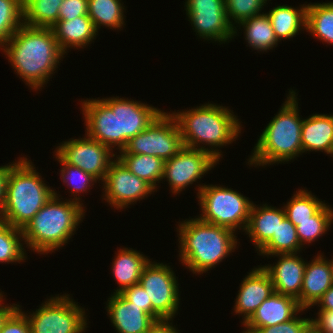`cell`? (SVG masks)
<instances>
[{"label":"cell","instance_id":"10","mask_svg":"<svg viewBox=\"0 0 333 333\" xmlns=\"http://www.w3.org/2000/svg\"><path fill=\"white\" fill-rule=\"evenodd\" d=\"M26 317L30 333H82L87 328L84 309L65 294L51 297Z\"/></svg>","mask_w":333,"mask_h":333},{"label":"cell","instance_id":"40","mask_svg":"<svg viewBox=\"0 0 333 333\" xmlns=\"http://www.w3.org/2000/svg\"><path fill=\"white\" fill-rule=\"evenodd\" d=\"M121 294L134 305L140 307L143 311L152 316V303L148 302V296L143 287L137 283L125 288Z\"/></svg>","mask_w":333,"mask_h":333},{"label":"cell","instance_id":"24","mask_svg":"<svg viewBox=\"0 0 333 333\" xmlns=\"http://www.w3.org/2000/svg\"><path fill=\"white\" fill-rule=\"evenodd\" d=\"M149 261L137 250L119 249L112 265L114 277L119 284L115 293H121L125 288L139 283L142 271Z\"/></svg>","mask_w":333,"mask_h":333},{"label":"cell","instance_id":"5","mask_svg":"<svg viewBox=\"0 0 333 333\" xmlns=\"http://www.w3.org/2000/svg\"><path fill=\"white\" fill-rule=\"evenodd\" d=\"M180 258L194 273L210 270L236 248L234 231L199 218L179 225Z\"/></svg>","mask_w":333,"mask_h":333},{"label":"cell","instance_id":"6","mask_svg":"<svg viewBox=\"0 0 333 333\" xmlns=\"http://www.w3.org/2000/svg\"><path fill=\"white\" fill-rule=\"evenodd\" d=\"M32 165L27 158H20L10 168L0 211V218L19 229H23L55 193Z\"/></svg>","mask_w":333,"mask_h":333},{"label":"cell","instance_id":"19","mask_svg":"<svg viewBox=\"0 0 333 333\" xmlns=\"http://www.w3.org/2000/svg\"><path fill=\"white\" fill-rule=\"evenodd\" d=\"M107 311L118 333H146L156 320L121 293L111 295Z\"/></svg>","mask_w":333,"mask_h":333},{"label":"cell","instance_id":"11","mask_svg":"<svg viewBox=\"0 0 333 333\" xmlns=\"http://www.w3.org/2000/svg\"><path fill=\"white\" fill-rule=\"evenodd\" d=\"M176 276L170 266L149 261L141 274L139 284L152 303V316L173 319L179 306V289Z\"/></svg>","mask_w":333,"mask_h":333},{"label":"cell","instance_id":"29","mask_svg":"<svg viewBox=\"0 0 333 333\" xmlns=\"http://www.w3.org/2000/svg\"><path fill=\"white\" fill-rule=\"evenodd\" d=\"M63 0H23V24L51 28L59 17Z\"/></svg>","mask_w":333,"mask_h":333},{"label":"cell","instance_id":"36","mask_svg":"<svg viewBox=\"0 0 333 333\" xmlns=\"http://www.w3.org/2000/svg\"><path fill=\"white\" fill-rule=\"evenodd\" d=\"M267 0H225L227 19L233 26L230 18L235 23H239L242 20L251 18L260 14L262 7L266 4Z\"/></svg>","mask_w":333,"mask_h":333},{"label":"cell","instance_id":"30","mask_svg":"<svg viewBox=\"0 0 333 333\" xmlns=\"http://www.w3.org/2000/svg\"><path fill=\"white\" fill-rule=\"evenodd\" d=\"M121 0H88V16L96 30L101 25L119 29L124 25L123 5Z\"/></svg>","mask_w":333,"mask_h":333},{"label":"cell","instance_id":"44","mask_svg":"<svg viewBox=\"0 0 333 333\" xmlns=\"http://www.w3.org/2000/svg\"><path fill=\"white\" fill-rule=\"evenodd\" d=\"M5 165L0 167V211L4 206L5 201V191H6V182L10 168L14 165Z\"/></svg>","mask_w":333,"mask_h":333},{"label":"cell","instance_id":"17","mask_svg":"<svg viewBox=\"0 0 333 333\" xmlns=\"http://www.w3.org/2000/svg\"><path fill=\"white\" fill-rule=\"evenodd\" d=\"M238 292L234 311L236 314H244L245 324L264 300L274 292V287L269 274L262 267H258L243 279Z\"/></svg>","mask_w":333,"mask_h":333},{"label":"cell","instance_id":"2","mask_svg":"<svg viewBox=\"0 0 333 333\" xmlns=\"http://www.w3.org/2000/svg\"><path fill=\"white\" fill-rule=\"evenodd\" d=\"M2 48L16 73L33 89L46 84L65 55L52 28L22 24Z\"/></svg>","mask_w":333,"mask_h":333},{"label":"cell","instance_id":"38","mask_svg":"<svg viewBox=\"0 0 333 333\" xmlns=\"http://www.w3.org/2000/svg\"><path fill=\"white\" fill-rule=\"evenodd\" d=\"M88 15V0H63L59 7V20H72Z\"/></svg>","mask_w":333,"mask_h":333},{"label":"cell","instance_id":"4","mask_svg":"<svg viewBox=\"0 0 333 333\" xmlns=\"http://www.w3.org/2000/svg\"><path fill=\"white\" fill-rule=\"evenodd\" d=\"M58 198L55 192L22 229L25 244L35 252L44 254L58 250L71 238L84 217L85 209L79 197L66 202Z\"/></svg>","mask_w":333,"mask_h":333},{"label":"cell","instance_id":"20","mask_svg":"<svg viewBox=\"0 0 333 333\" xmlns=\"http://www.w3.org/2000/svg\"><path fill=\"white\" fill-rule=\"evenodd\" d=\"M333 285L329 262L318 255L311 263H306L301 295L297 298L302 309L316 305L317 301Z\"/></svg>","mask_w":333,"mask_h":333},{"label":"cell","instance_id":"25","mask_svg":"<svg viewBox=\"0 0 333 333\" xmlns=\"http://www.w3.org/2000/svg\"><path fill=\"white\" fill-rule=\"evenodd\" d=\"M307 5H302L300 9L292 8L291 6H277L267 13L275 37L278 42L281 39H290L294 37L298 31L306 28Z\"/></svg>","mask_w":333,"mask_h":333},{"label":"cell","instance_id":"13","mask_svg":"<svg viewBox=\"0 0 333 333\" xmlns=\"http://www.w3.org/2000/svg\"><path fill=\"white\" fill-rule=\"evenodd\" d=\"M219 160L204 149L184 146L176 155L164 163L163 178L169 181L172 193H180L202 175L211 170Z\"/></svg>","mask_w":333,"mask_h":333},{"label":"cell","instance_id":"45","mask_svg":"<svg viewBox=\"0 0 333 333\" xmlns=\"http://www.w3.org/2000/svg\"><path fill=\"white\" fill-rule=\"evenodd\" d=\"M316 304L321 307L320 310L333 311V285L326 293L322 295V297L317 301Z\"/></svg>","mask_w":333,"mask_h":333},{"label":"cell","instance_id":"43","mask_svg":"<svg viewBox=\"0 0 333 333\" xmlns=\"http://www.w3.org/2000/svg\"><path fill=\"white\" fill-rule=\"evenodd\" d=\"M172 319H158L151 325L146 333H178L173 325L169 324ZM169 321V322H168Z\"/></svg>","mask_w":333,"mask_h":333},{"label":"cell","instance_id":"14","mask_svg":"<svg viewBox=\"0 0 333 333\" xmlns=\"http://www.w3.org/2000/svg\"><path fill=\"white\" fill-rule=\"evenodd\" d=\"M185 7L193 29L202 38L221 43L237 33L227 19L225 0H187Z\"/></svg>","mask_w":333,"mask_h":333},{"label":"cell","instance_id":"33","mask_svg":"<svg viewBox=\"0 0 333 333\" xmlns=\"http://www.w3.org/2000/svg\"><path fill=\"white\" fill-rule=\"evenodd\" d=\"M283 208L286 218L297 226V221L312 220V216L325 204L311 192L299 190Z\"/></svg>","mask_w":333,"mask_h":333},{"label":"cell","instance_id":"3","mask_svg":"<svg viewBox=\"0 0 333 333\" xmlns=\"http://www.w3.org/2000/svg\"><path fill=\"white\" fill-rule=\"evenodd\" d=\"M231 112L228 107L205 104L187 112L171 114L177 121L184 146L204 149L219 160L222 154L214 147L230 144L241 133L239 119ZM199 142L213 146V149L201 147Z\"/></svg>","mask_w":333,"mask_h":333},{"label":"cell","instance_id":"18","mask_svg":"<svg viewBox=\"0 0 333 333\" xmlns=\"http://www.w3.org/2000/svg\"><path fill=\"white\" fill-rule=\"evenodd\" d=\"M275 256L280 257L276 265L262 266L272 280L274 292L297 299L301 295L306 262L297 253Z\"/></svg>","mask_w":333,"mask_h":333},{"label":"cell","instance_id":"8","mask_svg":"<svg viewBox=\"0 0 333 333\" xmlns=\"http://www.w3.org/2000/svg\"><path fill=\"white\" fill-rule=\"evenodd\" d=\"M199 186L197 196L203 212L198 217L200 220L234 232L238 228L246 230L253 202L226 187L205 184Z\"/></svg>","mask_w":333,"mask_h":333},{"label":"cell","instance_id":"46","mask_svg":"<svg viewBox=\"0 0 333 333\" xmlns=\"http://www.w3.org/2000/svg\"><path fill=\"white\" fill-rule=\"evenodd\" d=\"M3 299V296L0 298V330L3 327L4 322L7 320V318L18 308L19 305H2L1 301ZM16 305V306H15Z\"/></svg>","mask_w":333,"mask_h":333},{"label":"cell","instance_id":"48","mask_svg":"<svg viewBox=\"0 0 333 333\" xmlns=\"http://www.w3.org/2000/svg\"><path fill=\"white\" fill-rule=\"evenodd\" d=\"M331 269V275H332V280H333V259L331 261H328Z\"/></svg>","mask_w":333,"mask_h":333},{"label":"cell","instance_id":"41","mask_svg":"<svg viewBox=\"0 0 333 333\" xmlns=\"http://www.w3.org/2000/svg\"><path fill=\"white\" fill-rule=\"evenodd\" d=\"M0 333H30L26 313L18 307L4 322Z\"/></svg>","mask_w":333,"mask_h":333},{"label":"cell","instance_id":"16","mask_svg":"<svg viewBox=\"0 0 333 333\" xmlns=\"http://www.w3.org/2000/svg\"><path fill=\"white\" fill-rule=\"evenodd\" d=\"M300 311L305 310L299 306L296 298L273 292L243 324L247 328L243 333H254L261 327L288 322Z\"/></svg>","mask_w":333,"mask_h":333},{"label":"cell","instance_id":"26","mask_svg":"<svg viewBox=\"0 0 333 333\" xmlns=\"http://www.w3.org/2000/svg\"><path fill=\"white\" fill-rule=\"evenodd\" d=\"M118 159L133 174L149 183L156 190V183L163 177L165 161L160 157L144 154L120 153Z\"/></svg>","mask_w":333,"mask_h":333},{"label":"cell","instance_id":"22","mask_svg":"<svg viewBox=\"0 0 333 333\" xmlns=\"http://www.w3.org/2000/svg\"><path fill=\"white\" fill-rule=\"evenodd\" d=\"M51 28L64 54L67 53L65 50L68 47L83 48L98 33L88 15L78 16L72 20H59Z\"/></svg>","mask_w":333,"mask_h":333},{"label":"cell","instance_id":"15","mask_svg":"<svg viewBox=\"0 0 333 333\" xmlns=\"http://www.w3.org/2000/svg\"><path fill=\"white\" fill-rule=\"evenodd\" d=\"M103 182L104 200L117 209L143 199L155 190L149 183L133 174L118 158L111 163Z\"/></svg>","mask_w":333,"mask_h":333},{"label":"cell","instance_id":"23","mask_svg":"<svg viewBox=\"0 0 333 333\" xmlns=\"http://www.w3.org/2000/svg\"><path fill=\"white\" fill-rule=\"evenodd\" d=\"M303 152L324 151L333 155V115L315 114L303 119L301 129Z\"/></svg>","mask_w":333,"mask_h":333},{"label":"cell","instance_id":"7","mask_svg":"<svg viewBox=\"0 0 333 333\" xmlns=\"http://www.w3.org/2000/svg\"><path fill=\"white\" fill-rule=\"evenodd\" d=\"M296 93L292 90L279 113L269 122L260 135L249 159L252 165L287 162L303 153L301 129L303 120L298 114Z\"/></svg>","mask_w":333,"mask_h":333},{"label":"cell","instance_id":"37","mask_svg":"<svg viewBox=\"0 0 333 333\" xmlns=\"http://www.w3.org/2000/svg\"><path fill=\"white\" fill-rule=\"evenodd\" d=\"M55 155L56 159L63 165L62 170H60L63 183H67L69 181L68 185L71 186L73 195H75V193L77 195V193H81L82 191L86 192V190L89 189L88 187H91V185L88 184L98 180L93 175L83 171L81 168L65 163L57 154ZM77 182L79 184H77Z\"/></svg>","mask_w":333,"mask_h":333},{"label":"cell","instance_id":"1","mask_svg":"<svg viewBox=\"0 0 333 333\" xmlns=\"http://www.w3.org/2000/svg\"><path fill=\"white\" fill-rule=\"evenodd\" d=\"M82 111L86 135L111 149L118 146L120 151L162 112L148 104L119 97L84 100Z\"/></svg>","mask_w":333,"mask_h":333},{"label":"cell","instance_id":"34","mask_svg":"<svg viewBox=\"0 0 333 333\" xmlns=\"http://www.w3.org/2000/svg\"><path fill=\"white\" fill-rule=\"evenodd\" d=\"M333 221V209L324 204L313 216L312 220L297 221L296 231L301 246L303 242L311 243L324 234Z\"/></svg>","mask_w":333,"mask_h":333},{"label":"cell","instance_id":"35","mask_svg":"<svg viewBox=\"0 0 333 333\" xmlns=\"http://www.w3.org/2000/svg\"><path fill=\"white\" fill-rule=\"evenodd\" d=\"M22 21V22H21ZM23 24V0H0V47Z\"/></svg>","mask_w":333,"mask_h":333},{"label":"cell","instance_id":"47","mask_svg":"<svg viewBox=\"0 0 333 333\" xmlns=\"http://www.w3.org/2000/svg\"><path fill=\"white\" fill-rule=\"evenodd\" d=\"M300 333H320V332L310 321Z\"/></svg>","mask_w":333,"mask_h":333},{"label":"cell","instance_id":"12","mask_svg":"<svg viewBox=\"0 0 333 333\" xmlns=\"http://www.w3.org/2000/svg\"><path fill=\"white\" fill-rule=\"evenodd\" d=\"M111 148L86 135L85 138L72 139L62 143L56 154L69 165L79 167L95 178L104 180L113 162ZM112 159V161H111Z\"/></svg>","mask_w":333,"mask_h":333},{"label":"cell","instance_id":"21","mask_svg":"<svg viewBox=\"0 0 333 333\" xmlns=\"http://www.w3.org/2000/svg\"><path fill=\"white\" fill-rule=\"evenodd\" d=\"M282 209L269 207L266 204H263L262 207H256L252 204L245 232H247V235L249 234L258 251L271 240L278 229V225L286 217L285 210Z\"/></svg>","mask_w":333,"mask_h":333},{"label":"cell","instance_id":"27","mask_svg":"<svg viewBox=\"0 0 333 333\" xmlns=\"http://www.w3.org/2000/svg\"><path fill=\"white\" fill-rule=\"evenodd\" d=\"M238 24L245 28V40L255 50L266 51L272 49L274 45L277 46L278 40L266 13L247 18Z\"/></svg>","mask_w":333,"mask_h":333},{"label":"cell","instance_id":"39","mask_svg":"<svg viewBox=\"0 0 333 333\" xmlns=\"http://www.w3.org/2000/svg\"><path fill=\"white\" fill-rule=\"evenodd\" d=\"M309 322V318H300L295 315V317L288 322L274 326L261 327L254 333H300Z\"/></svg>","mask_w":333,"mask_h":333},{"label":"cell","instance_id":"28","mask_svg":"<svg viewBox=\"0 0 333 333\" xmlns=\"http://www.w3.org/2000/svg\"><path fill=\"white\" fill-rule=\"evenodd\" d=\"M305 29L333 45V2L308 4Z\"/></svg>","mask_w":333,"mask_h":333},{"label":"cell","instance_id":"32","mask_svg":"<svg viewBox=\"0 0 333 333\" xmlns=\"http://www.w3.org/2000/svg\"><path fill=\"white\" fill-rule=\"evenodd\" d=\"M21 239H24L22 229L13 227L0 218V262L16 263L25 260Z\"/></svg>","mask_w":333,"mask_h":333},{"label":"cell","instance_id":"9","mask_svg":"<svg viewBox=\"0 0 333 333\" xmlns=\"http://www.w3.org/2000/svg\"><path fill=\"white\" fill-rule=\"evenodd\" d=\"M183 147L175 117L162 111L144 131L131 138L120 153L152 155L166 161Z\"/></svg>","mask_w":333,"mask_h":333},{"label":"cell","instance_id":"42","mask_svg":"<svg viewBox=\"0 0 333 333\" xmlns=\"http://www.w3.org/2000/svg\"><path fill=\"white\" fill-rule=\"evenodd\" d=\"M310 321L320 333H333V311L319 310L318 318Z\"/></svg>","mask_w":333,"mask_h":333},{"label":"cell","instance_id":"31","mask_svg":"<svg viewBox=\"0 0 333 333\" xmlns=\"http://www.w3.org/2000/svg\"><path fill=\"white\" fill-rule=\"evenodd\" d=\"M301 244L298 239L296 226L286 217L278 225L276 233L271 240L259 251L260 255H276L297 253L300 251Z\"/></svg>","mask_w":333,"mask_h":333}]
</instances>
